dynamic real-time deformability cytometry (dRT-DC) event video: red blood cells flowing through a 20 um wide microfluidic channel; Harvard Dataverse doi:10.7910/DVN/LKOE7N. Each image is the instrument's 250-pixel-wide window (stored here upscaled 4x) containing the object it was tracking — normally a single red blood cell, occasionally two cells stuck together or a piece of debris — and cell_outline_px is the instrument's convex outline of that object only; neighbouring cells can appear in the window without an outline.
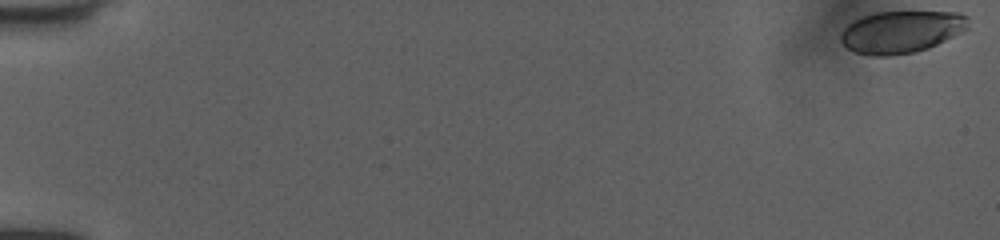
{"species": "human", "species_latin": "Homo sapiens", "temperature_condition": "room temperature", "stored_images_in_passage": 52, "camera_frame_rate_fps": 3000, "um_per_image_px": 0.085, "donor": {"sex": "female"}, "frame": {"image": 1, "passage_image": 1, "time_ms": 0.0, "image_size_px": [1000, 240], "cell_outline_px": [[968, 28], [928, 48], [912, 52], [888, 56], [872, 56], [856, 52], [848, 48], [840, 40], [840, 32], [848, 24], [864, 16], [876, 12], [960, 12], [968, 16]], "centroid_in_image_um": [76.6, 2.7], "position_along_channel_um": 8.4, "area_um2": 31.04}}
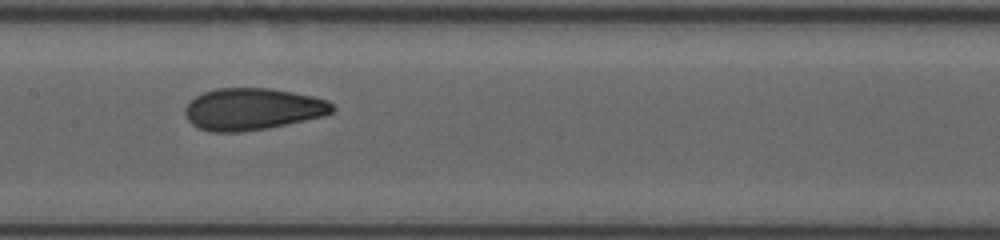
{"frame": {"image": 2, "passage_image": 28, "time_ms": 9.0, "image_size_px": [1000, 240], "cell_outline_px": [[336, 108], [332, 112], [324, 116], [268, 128], [240, 132], [212, 132], [200, 128], [192, 124], [184, 116], [184, 108], [196, 96], [204, 92], [216, 88], [272, 88], [312, 96], [328, 100]], "centroid_in_image_um": [21.46, 9.27], "position_along_channel_um": 185.9, "area_um2": 36.01}}
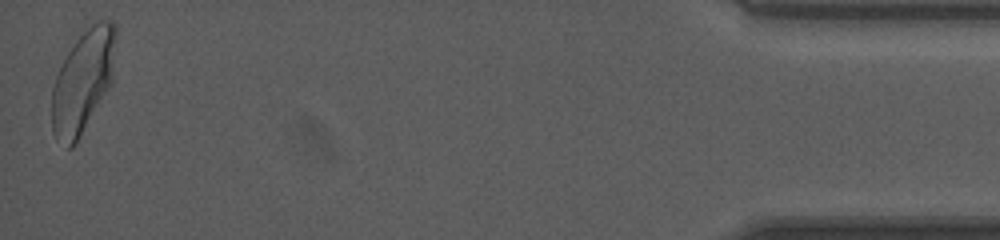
{"frame": {"image": 3, "passage_image": 52, "time_ms": 17.0, "image_size_px": [1000, 240], "cell_outline_px": [[116, 36], [112, 84], [72, 148], [68, 148], [56, 140], [52, 132], [52, 88], [56, 76], [80, 28], [100, 20], [112, 20], [116, 24]], "centroid_in_image_um": [7.06, 6.84], "position_along_channel_um": 428.1, "area_um2": 38.73}, "authors_computed_cell_mechanics": {"area_um2": 35.5181, "velocity_mm_per_s": 4.0379, "shape_relaxation_time_tau1_ms": 5.1862, "shape_relaxation_time_tau2_ms": 1.0454, "deformation_change_tau1": 0.1689, "deformation_change_tau2": 0.0575}}